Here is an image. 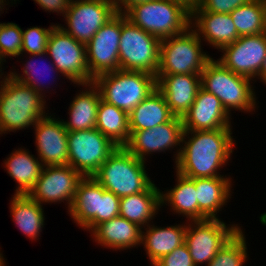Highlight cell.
Wrapping results in <instances>:
<instances>
[{
  "mask_svg": "<svg viewBox=\"0 0 266 266\" xmlns=\"http://www.w3.org/2000/svg\"><path fill=\"white\" fill-rule=\"evenodd\" d=\"M258 79H260V81L263 82L264 85L266 84V57L264 59L262 69L260 70V73L258 75Z\"/></svg>",
  "mask_w": 266,
  "mask_h": 266,
  "instance_id": "obj_43",
  "label": "cell"
},
{
  "mask_svg": "<svg viewBox=\"0 0 266 266\" xmlns=\"http://www.w3.org/2000/svg\"><path fill=\"white\" fill-rule=\"evenodd\" d=\"M116 6L118 13H125L129 8L135 4L150 1V0H112Z\"/></svg>",
  "mask_w": 266,
  "mask_h": 266,
  "instance_id": "obj_41",
  "label": "cell"
},
{
  "mask_svg": "<svg viewBox=\"0 0 266 266\" xmlns=\"http://www.w3.org/2000/svg\"><path fill=\"white\" fill-rule=\"evenodd\" d=\"M157 89L164 95L171 112L183 117L201 87L200 74L156 75Z\"/></svg>",
  "mask_w": 266,
  "mask_h": 266,
  "instance_id": "obj_19",
  "label": "cell"
},
{
  "mask_svg": "<svg viewBox=\"0 0 266 266\" xmlns=\"http://www.w3.org/2000/svg\"><path fill=\"white\" fill-rule=\"evenodd\" d=\"M22 54V29L15 23H0V62ZM12 56V57H11ZM4 60V61H3Z\"/></svg>",
  "mask_w": 266,
  "mask_h": 266,
  "instance_id": "obj_35",
  "label": "cell"
},
{
  "mask_svg": "<svg viewBox=\"0 0 266 266\" xmlns=\"http://www.w3.org/2000/svg\"><path fill=\"white\" fill-rule=\"evenodd\" d=\"M10 202L12 221L31 240L39 238L44 227L43 204L31 199L27 194H14Z\"/></svg>",
  "mask_w": 266,
  "mask_h": 266,
  "instance_id": "obj_29",
  "label": "cell"
},
{
  "mask_svg": "<svg viewBox=\"0 0 266 266\" xmlns=\"http://www.w3.org/2000/svg\"><path fill=\"white\" fill-rule=\"evenodd\" d=\"M230 117L221 101L200 87L193 104L182 117V124L184 131L232 128Z\"/></svg>",
  "mask_w": 266,
  "mask_h": 266,
  "instance_id": "obj_18",
  "label": "cell"
},
{
  "mask_svg": "<svg viewBox=\"0 0 266 266\" xmlns=\"http://www.w3.org/2000/svg\"><path fill=\"white\" fill-rule=\"evenodd\" d=\"M153 266H195L186 243L163 256Z\"/></svg>",
  "mask_w": 266,
  "mask_h": 266,
  "instance_id": "obj_38",
  "label": "cell"
},
{
  "mask_svg": "<svg viewBox=\"0 0 266 266\" xmlns=\"http://www.w3.org/2000/svg\"><path fill=\"white\" fill-rule=\"evenodd\" d=\"M146 226V232L142 231L141 245L144 246L146 255L151 266L158 262L163 256L170 254L177 247L185 243V232L187 224L171 225L165 227Z\"/></svg>",
  "mask_w": 266,
  "mask_h": 266,
  "instance_id": "obj_24",
  "label": "cell"
},
{
  "mask_svg": "<svg viewBox=\"0 0 266 266\" xmlns=\"http://www.w3.org/2000/svg\"><path fill=\"white\" fill-rule=\"evenodd\" d=\"M117 13L112 0H72L64 15L67 26L58 25L79 43L87 45L95 33Z\"/></svg>",
  "mask_w": 266,
  "mask_h": 266,
  "instance_id": "obj_12",
  "label": "cell"
},
{
  "mask_svg": "<svg viewBox=\"0 0 266 266\" xmlns=\"http://www.w3.org/2000/svg\"><path fill=\"white\" fill-rule=\"evenodd\" d=\"M161 207V190L153 182L143 192L121 197L119 216L145 228Z\"/></svg>",
  "mask_w": 266,
  "mask_h": 266,
  "instance_id": "obj_26",
  "label": "cell"
},
{
  "mask_svg": "<svg viewBox=\"0 0 266 266\" xmlns=\"http://www.w3.org/2000/svg\"><path fill=\"white\" fill-rule=\"evenodd\" d=\"M183 132L182 118L175 116L171 121L152 129L130 131L129 141L124 147L134 156L146 162L148 155L169 151L177 146L178 150L174 152L177 153L174 154L176 164L181 152Z\"/></svg>",
  "mask_w": 266,
  "mask_h": 266,
  "instance_id": "obj_15",
  "label": "cell"
},
{
  "mask_svg": "<svg viewBox=\"0 0 266 266\" xmlns=\"http://www.w3.org/2000/svg\"><path fill=\"white\" fill-rule=\"evenodd\" d=\"M232 178H195L198 203V220L217 219L218 212L228 203L232 195Z\"/></svg>",
  "mask_w": 266,
  "mask_h": 266,
  "instance_id": "obj_23",
  "label": "cell"
},
{
  "mask_svg": "<svg viewBox=\"0 0 266 266\" xmlns=\"http://www.w3.org/2000/svg\"><path fill=\"white\" fill-rule=\"evenodd\" d=\"M174 2L180 3L190 12H192L195 8L199 7L201 0H172Z\"/></svg>",
  "mask_w": 266,
  "mask_h": 266,
  "instance_id": "obj_42",
  "label": "cell"
},
{
  "mask_svg": "<svg viewBox=\"0 0 266 266\" xmlns=\"http://www.w3.org/2000/svg\"><path fill=\"white\" fill-rule=\"evenodd\" d=\"M85 86V87H84ZM85 89L78 92L69 104V121L62 119L65 129L69 131H82L96 127L101 95L94 83L82 85Z\"/></svg>",
  "mask_w": 266,
  "mask_h": 266,
  "instance_id": "obj_25",
  "label": "cell"
},
{
  "mask_svg": "<svg viewBox=\"0 0 266 266\" xmlns=\"http://www.w3.org/2000/svg\"><path fill=\"white\" fill-rule=\"evenodd\" d=\"M46 12H56L62 14V17L67 13L72 0H33Z\"/></svg>",
  "mask_w": 266,
  "mask_h": 266,
  "instance_id": "obj_40",
  "label": "cell"
},
{
  "mask_svg": "<svg viewBox=\"0 0 266 266\" xmlns=\"http://www.w3.org/2000/svg\"><path fill=\"white\" fill-rule=\"evenodd\" d=\"M161 40L133 25L121 13V37L119 44L120 69L142 71L156 76L159 67Z\"/></svg>",
  "mask_w": 266,
  "mask_h": 266,
  "instance_id": "obj_8",
  "label": "cell"
},
{
  "mask_svg": "<svg viewBox=\"0 0 266 266\" xmlns=\"http://www.w3.org/2000/svg\"><path fill=\"white\" fill-rule=\"evenodd\" d=\"M201 87L214 94L225 110L252 112L256 109V93L250 78L233 73L220 61L211 58L200 74Z\"/></svg>",
  "mask_w": 266,
  "mask_h": 266,
  "instance_id": "obj_3",
  "label": "cell"
},
{
  "mask_svg": "<svg viewBox=\"0 0 266 266\" xmlns=\"http://www.w3.org/2000/svg\"><path fill=\"white\" fill-rule=\"evenodd\" d=\"M102 185L93 177H84L77 186L68 214L80 228L92 231L100 224Z\"/></svg>",
  "mask_w": 266,
  "mask_h": 266,
  "instance_id": "obj_21",
  "label": "cell"
},
{
  "mask_svg": "<svg viewBox=\"0 0 266 266\" xmlns=\"http://www.w3.org/2000/svg\"><path fill=\"white\" fill-rule=\"evenodd\" d=\"M250 0H201L199 7L193 11L229 14L234 9L248 3Z\"/></svg>",
  "mask_w": 266,
  "mask_h": 266,
  "instance_id": "obj_37",
  "label": "cell"
},
{
  "mask_svg": "<svg viewBox=\"0 0 266 266\" xmlns=\"http://www.w3.org/2000/svg\"><path fill=\"white\" fill-rule=\"evenodd\" d=\"M101 99L129 114L157 89L156 76L142 71L116 70L93 80Z\"/></svg>",
  "mask_w": 266,
  "mask_h": 266,
  "instance_id": "obj_6",
  "label": "cell"
},
{
  "mask_svg": "<svg viewBox=\"0 0 266 266\" xmlns=\"http://www.w3.org/2000/svg\"><path fill=\"white\" fill-rule=\"evenodd\" d=\"M177 183L164 193L161 191V206L170 205V210L188 218L198 220V203L195 189V178H187L176 171Z\"/></svg>",
  "mask_w": 266,
  "mask_h": 266,
  "instance_id": "obj_30",
  "label": "cell"
},
{
  "mask_svg": "<svg viewBox=\"0 0 266 266\" xmlns=\"http://www.w3.org/2000/svg\"><path fill=\"white\" fill-rule=\"evenodd\" d=\"M121 13L104 24L86 45L89 75L96 77L120 69Z\"/></svg>",
  "mask_w": 266,
  "mask_h": 266,
  "instance_id": "obj_13",
  "label": "cell"
},
{
  "mask_svg": "<svg viewBox=\"0 0 266 266\" xmlns=\"http://www.w3.org/2000/svg\"><path fill=\"white\" fill-rule=\"evenodd\" d=\"M201 41L191 27L181 34L162 39L156 75L201 74L212 58L201 48Z\"/></svg>",
  "mask_w": 266,
  "mask_h": 266,
  "instance_id": "obj_7",
  "label": "cell"
},
{
  "mask_svg": "<svg viewBox=\"0 0 266 266\" xmlns=\"http://www.w3.org/2000/svg\"><path fill=\"white\" fill-rule=\"evenodd\" d=\"M220 52L223 55L217 60L227 69L254 81V78H258L266 57V32L240 36L232 44L224 46Z\"/></svg>",
  "mask_w": 266,
  "mask_h": 266,
  "instance_id": "obj_16",
  "label": "cell"
},
{
  "mask_svg": "<svg viewBox=\"0 0 266 266\" xmlns=\"http://www.w3.org/2000/svg\"><path fill=\"white\" fill-rule=\"evenodd\" d=\"M25 148L15 149L4 161L7 173L17 182L15 194H28L40 177L43 165Z\"/></svg>",
  "mask_w": 266,
  "mask_h": 266,
  "instance_id": "obj_28",
  "label": "cell"
},
{
  "mask_svg": "<svg viewBox=\"0 0 266 266\" xmlns=\"http://www.w3.org/2000/svg\"><path fill=\"white\" fill-rule=\"evenodd\" d=\"M46 55H47V53H43V54H30L29 56V60L27 61H25V62H27V63H23V65H24V67H23V69H22V72H23V75L22 74H18L17 72H15V71H10L9 72V75L11 76V77H13L15 80H17V81H19V82H21L22 84H25V85H27V86H30L33 90H35L37 93H39L41 96H43V97H45L46 98V96H44L46 93L44 92L45 90H44V88L46 87V90H47V88H49L50 89V87H47L46 85H44V84H46V83H44V82H42V83H40L42 80L40 79V77L39 76H41V77H43V76H48V74L46 75V71H47V73H54V74H59L60 72L58 71V69L55 67V65L53 64V63H51L52 61L50 60L49 61V63L50 64H48V66L46 65V63H45V65L43 64V63H40L39 64V62H36L37 60L35 59L36 57H38V59H40V58H42L43 59V57H44V59L46 58ZM33 58V59H32ZM35 60V61H34ZM39 61V60H38ZM43 60H41V62H42ZM41 64H43L42 66L45 68V69H43V68H39L38 69V67H40V65ZM38 66V67H37ZM41 66V67H42ZM50 66V67H49ZM40 69H41V71H40ZM43 69V70H42ZM45 70V71H44ZM57 72H55V71ZM40 71V72H39ZM44 73V75H42L43 73ZM40 75H39V74ZM42 73V74H41ZM50 73H49V75H50ZM51 73V74H52ZM39 75V76H38ZM53 75V74H52ZM55 75H53V77H54ZM50 77H52V76H50ZM52 79H56L55 77L54 78H52ZM41 80V81H40ZM45 80V79H44ZM39 81V82H38ZM50 84V83H49ZM49 84H47V85H49ZM43 92V93H42ZM44 94V95H43Z\"/></svg>",
  "mask_w": 266,
  "mask_h": 266,
  "instance_id": "obj_33",
  "label": "cell"
},
{
  "mask_svg": "<svg viewBox=\"0 0 266 266\" xmlns=\"http://www.w3.org/2000/svg\"><path fill=\"white\" fill-rule=\"evenodd\" d=\"M190 27L201 40L208 43L207 45L210 44L218 50L239 38L230 13L192 11Z\"/></svg>",
  "mask_w": 266,
  "mask_h": 266,
  "instance_id": "obj_20",
  "label": "cell"
},
{
  "mask_svg": "<svg viewBox=\"0 0 266 266\" xmlns=\"http://www.w3.org/2000/svg\"><path fill=\"white\" fill-rule=\"evenodd\" d=\"M120 197L102 187L100 223L119 216Z\"/></svg>",
  "mask_w": 266,
  "mask_h": 266,
  "instance_id": "obj_39",
  "label": "cell"
},
{
  "mask_svg": "<svg viewBox=\"0 0 266 266\" xmlns=\"http://www.w3.org/2000/svg\"><path fill=\"white\" fill-rule=\"evenodd\" d=\"M118 148L96 128L68 132V165L92 177Z\"/></svg>",
  "mask_w": 266,
  "mask_h": 266,
  "instance_id": "obj_10",
  "label": "cell"
},
{
  "mask_svg": "<svg viewBox=\"0 0 266 266\" xmlns=\"http://www.w3.org/2000/svg\"><path fill=\"white\" fill-rule=\"evenodd\" d=\"M83 178L69 165L43 166L39 179L27 195L39 204L66 201L69 211L78 183Z\"/></svg>",
  "mask_w": 266,
  "mask_h": 266,
  "instance_id": "obj_14",
  "label": "cell"
},
{
  "mask_svg": "<svg viewBox=\"0 0 266 266\" xmlns=\"http://www.w3.org/2000/svg\"><path fill=\"white\" fill-rule=\"evenodd\" d=\"M124 14L133 25L160 40L185 32L191 22V12L172 0H150L138 3Z\"/></svg>",
  "mask_w": 266,
  "mask_h": 266,
  "instance_id": "obj_5",
  "label": "cell"
},
{
  "mask_svg": "<svg viewBox=\"0 0 266 266\" xmlns=\"http://www.w3.org/2000/svg\"><path fill=\"white\" fill-rule=\"evenodd\" d=\"M233 137L232 128L184 131L176 171L187 178L224 177L218 170L231 158Z\"/></svg>",
  "mask_w": 266,
  "mask_h": 266,
  "instance_id": "obj_1",
  "label": "cell"
},
{
  "mask_svg": "<svg viewBox=\"0 0 266 266\" xmlns=\"http://www.w3.org/2000/svg\"><path fill=\"white\" fill-rule=\"evenodd\" d=\"M33 126L38 158L43 166L68 165V131L51 113Z\"/></svg>",
  "mask_w": 266,
  "mask_h": 266,
  "instance_id": "obj_17",
  "label": "cell"
},
{
  "mask_svg": "<svg viewBox=\"0 0 266 266\" xmlns=\"http://www.w3.org/2000/svg\"><path fill=\"white\" fill-rule=\"evenodd\" d=\"M7 3V1L6 0H0V12L1 11H3V7L5 6V5H8V3ZM0 15H1V13H0Z\"/></svg>",
  "mask_w": 266,
  "mask_h": 266,
  "instance_id": "obj_45",
  "label": "cell"
},
{
  "mask_svg": "<svg viewBox=\"0 0 266 266\" xmlns=\"http://www.w3.org/2000/svg\"><path fill=\"white\" fill-rule=\"evenodd\" d=\"M2 65H3V64L0 62V78H2L3 75H4V74H3L4 72H2L3 70H1V69H2ZM0 80H1V79H0ZM0 82H1V81H0Z\"/></svg>",
  "mask_w": 266,
  "mask_h": 266,
  "instance_id": "obj_46",
  "label": "cell"
},
{
  "mask_svg": "<svg viewBox=\"0 0 266 266\" xmlns=\"http://www.w3.org/2000/svg\"><path fill=\"white\" fill-rule=\"evenodd\" d=\"M240 228L238 224L228 226L219 218L188 221L185 243L195 266H207Z\"/></svg>",
  "mask_w": 266,
  "mask_h": 266,
  "instance_id": "obj_11",
  "label": "cell"
},
{
  "mask_svg": "<svg viewBox=\"0 0 266 266\" xmlns=\"http://www.w3.org/2000/svg\"><path fill=\"white\" fill-rule=\"evenodd\" d=\"M46 99L8 73L0 82V135L34 126L46 113Z\"/></svg>",
  "mask_w": 266,
  "mask_h": 266,
  "instance_id": "obj_2",
  "label": "cell"
},
{
  "mask_svg": "<svg viewBox=\"0 0 266 266\" xmlns=\"http://www.w3.org/2000/svg\"><path fill=\"white\" fill-rule=\"evenodd\" d=\"M57 24H52L49 28L30 27L22 29V55L46 53L49 36ZM24 52V53H23Z\"/></svg>",
  "mask_w": 266,
  "mask_h": 266,
  "instance_id": "obj_36",
  "label": "cell"
},
{
  "mask_svg": "<svg viewBox=\"0 0 266 266\" xmlns=\"http://www.w3.org/2000/svg\"><path fill=\"white\" fill-rule=\"evenodd\" d=\"M238 35L248 36L266 32V1L250 0L230 13Z\"/></svg>",
  "mask_w": 266,
  "mask_h": 266,
  "instance_id": "obj_32",
  "label": "cell"
},
{
  "mask_svg": "<svg viewBox=\"0 0 266 266\" xmlns=\"http://www.w3.org/2000/svg\"><path fill=\"white\" fill-rule=\"evenodd\" d=\"M140 160L125 147H118L92 176L102 187L118 197L145 191L153 182Z\"/></svg>",
  "mask_w": 266,
  "mask_h": 266,
  "instance_id": "obj_4",
  "label": "cell"
},
{
  "mask_svg": "<svg viewBox=\"0 0 266 266\" xmlns=\"http://www.w3.org/2000/svg\"><path fill=\"white\" fill-rule=\"evenodd\" d=\"M142 230L138 224L117 216L100 223L90 233L98 245L117 251L140 246Z\"/></svg>",
  "mask_w": 266,
  "mask_h": 266,
  "instance_id": "obj_22",
  "label": "cell"
},
{
  "mask_svg": "<svg viewBox=\"0 0 266 266\" xmlns=\"http://www.w3.org/2000/svg\"><path fill=\"white\" fill-rule=\"evenodd\" d=\"M95 128L118 147H124L129 141L128 114L102 99L99 102Z\"/></svg>",
  "mask_w": 266,
  "mask_h": 266,
  "instance_id": "obj_31",
  "label": "cell"
},
{
  "mask_svg": "<svg viewBox=\"0 0 266 266\" xmlns=\"http://www.w3.org/2000/svg\"><path fill=\"white\" fill-rule=\"evenodd\" d=\"M2 254L3 253L0 252V266H6L5 258H4V256Z\"/></svg>",
  "mask_w": 266,
  "mask_h": 266,
  "instance_id": "obj_44",
  "label": "cell"
},
{
  "mask_svg": "<svg viewBox=\"0 0 266 266\" xmlns=\"http://www.w3.org/2000/svg\"><path fill=\"white\" fill-rule=\"evenodd\" d=\"M128 116L130 131L152 129L175 117L167 105L164 95L158 89L140 102Z\"/></svg>",
  "mask_w": 266,
  "mask_h": 266,
  "instance_id": "obj_27",
  "label": "cell"
},
{
  "mask_svg": "<svg viewBox=\"0 0 266 266\" xmlns=\"http://www.w3.org/2000/svg\"><path fill=\"white\" fill-rule=\"evenodd\" d=\"M246 244L245 234L240 228L207 266H243L248 259Z\"/></svg>",
  "mask_w": 266,
  "mask_h": 266,
  "instance_id": "obj_34",
  "label": "cell"
},
{
  "mask_svg": "<svg viewBox=\"0 0 266 266\" xmlns=\"http://www.w3.org/2000/svg\"><path fill=\"white\" fill-rule=\"evenodd\" d=\"M46 53L61 76L73 84L93 83L87 65L86 45L79 43L59 25L53 28L49 36Z\"/></svg>",
  "mask_w": 266,
  "mask_h": 266,
  "instance_id": "obj_9",
  "label": "cell"
}]
</instances>
